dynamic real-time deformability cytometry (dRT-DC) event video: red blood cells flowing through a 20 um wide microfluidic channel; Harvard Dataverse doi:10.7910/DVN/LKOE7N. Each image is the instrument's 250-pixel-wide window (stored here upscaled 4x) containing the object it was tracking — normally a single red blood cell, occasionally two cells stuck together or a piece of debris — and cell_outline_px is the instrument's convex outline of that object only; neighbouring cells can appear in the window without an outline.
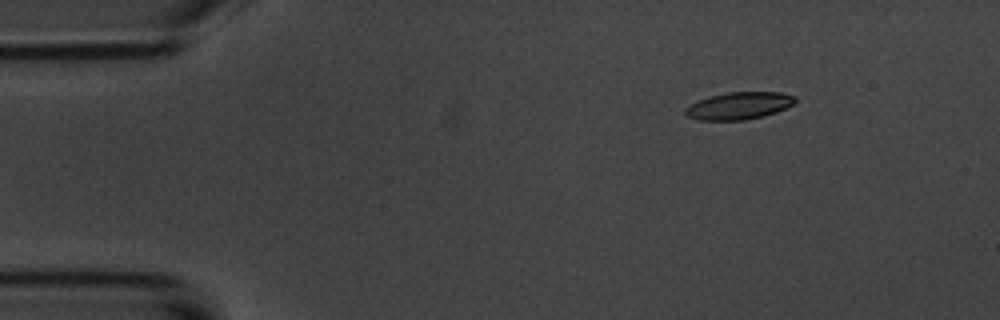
{"species": "common noctule bat (a hibernating species)", "species_latin": "Nyctalus noctula", "temperature_condition": "room temperature", "stored_images_in_passage": 15, "camera_frame_rate_fps": 3000, "um_per_image_px": 0.085, "animal": {"sex": "male", "body_mass_g": 20.1, "forearm_length_mm": 53.5}, "frame": {"image": 1, "passage_image": 3, "time_ms": 2.333, "image_size_px": [1000, 320], "cell_outline_px": [[796, 100], [792, 104], [776, 112], [764, 116], [744, 120], [700, 120], [688, 116], [684, 112], [684, 108], [696, 100], [728, 92], [780, 92], [796, 96]], "centroid_in_image_um": [62.79, 8.98], "position_along_channel_um": 22.2, "area_um2": 17.4}}
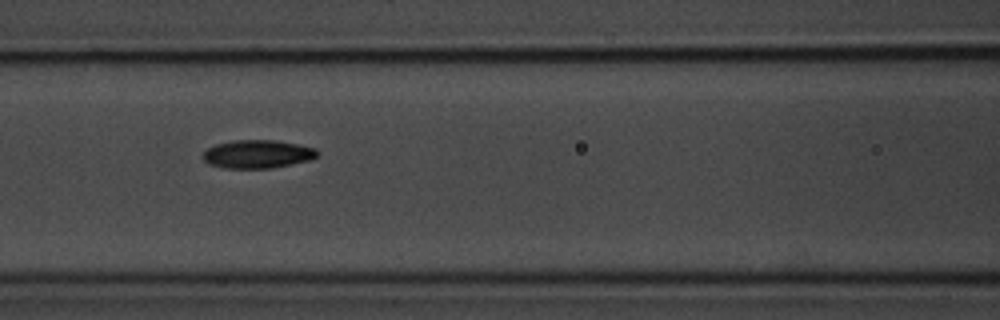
{"frame": {"image": 2, "passage_image": 7, "time_ms": 7.667, "image_size_px": [1000, 320], "cell_outline_px": [[320, 152], [312, 160], [272, 168], [224, 168], [208, 164], [200, 156], [208, 148], [216, 144], [232, 140], [276, 140], [316, 148]], "centroid_in_image_um": [21.89, 13.1], "position_along_channel_um": 144.7, "area_um2": 19.02}}
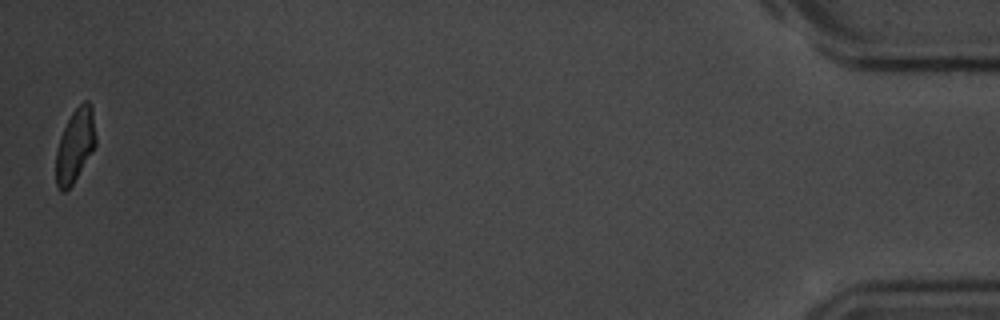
{"frame": {"image": 3, "passage_image": 15, "time_ms": 18.0, "image_size_px": [1000, 320], "cell_outline_px": [[96, 144], [72, 184], [64, 192], [60, 192], [56, 184], [56, 152], [60, 136], [72, 112], [84, 100], [88, 100], [92, 104], [96, 136]], "centroid_in_image_um": [6.39, 12.33], "position_along_channel_um": 428.8, "area_um2": 16.88}, "authors_computed_cell_mechanics": {"area_um2": 18.207, "velocity_mm_per_s": 3.6522, "shape_relaxation_time_tau1_ms": 4.3667, "shape_relaxation_time_tau2_ms": null, "deformation_change_tau1": 0.0962, "deformation_change_tau2": null}}